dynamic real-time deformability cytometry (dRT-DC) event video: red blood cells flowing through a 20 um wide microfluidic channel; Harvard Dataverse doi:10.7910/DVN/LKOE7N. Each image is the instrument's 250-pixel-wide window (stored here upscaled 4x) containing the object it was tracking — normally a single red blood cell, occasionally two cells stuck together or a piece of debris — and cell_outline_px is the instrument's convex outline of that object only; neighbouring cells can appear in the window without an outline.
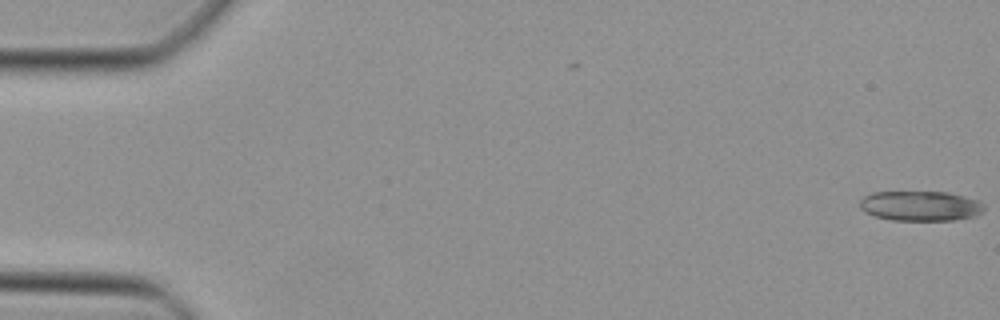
{"species": "Egyptian fruit bat (a non-hibernating species)", "species_latin": "Rousettus aegyptiacus", "temperature_condition": "cold", "stored_images_in_passage": 47, "camera_frame_rate_fps": 3000, "um_per_image_px": 0.085, "animal": {"sex": "female"}, "frame": {"image": 1, "passage_image": 1, "time_ms": 0.0, "image_size_px": [1000, 320], "cell_outline_px": [[984, 208], [976, 216], [952, 220], [892, 220], [876, 216], [864, 212], [860, 208], [860, 200], [864, 196], [872, 192], [948, 192], [964, 196], [976, 200], [984, 204]], "centroid_in_image_um": [78.21, 17.5], "position_along_channel_um": 6.8, "area_um2": 21.62}}
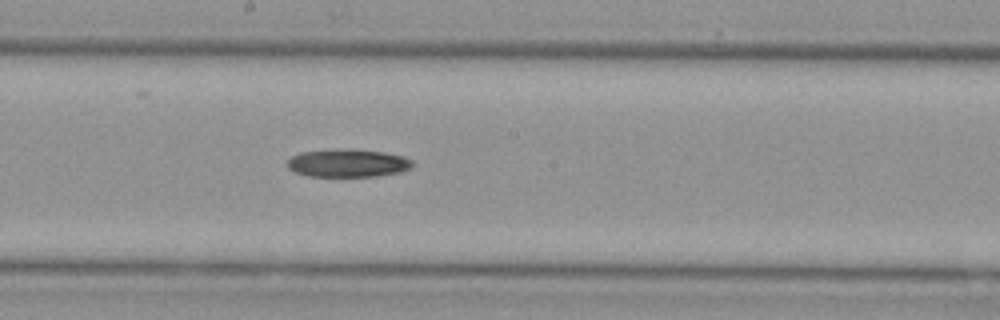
{"frame": {"image": 2, "passage_image": 26, "time_ms": 8.333, "image_size_px": [1000, 320], "cell_outline_px": [[412, 168], [400, 172], [376, 176], [308, 176], [296, 172], [288, 168], [288, 160], [292, 156], [300, 152], [348, 148], [352, 148], [384, 152], [404, 156], [412, 160]], "centroid_in_image_um": [29.59, 13.85], "position_along_channel_um": 218.6, "area_um2": 20.46}}
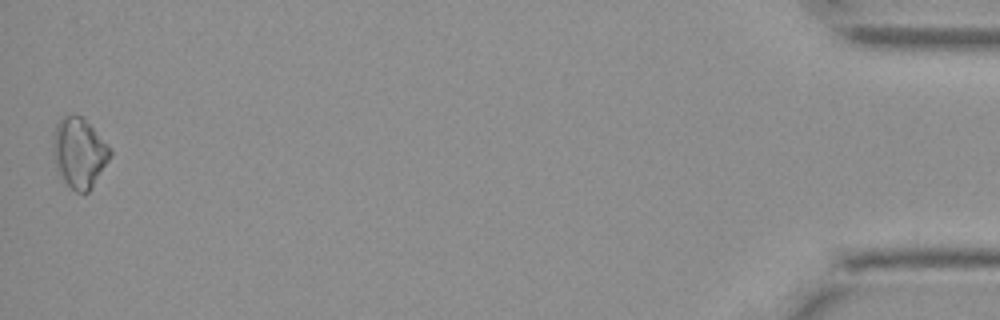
{"frame": {"image": 3, "passage_image": 47, "time_ms": 15.333, "image_size_px": [1000, 320], "cell_outline_px": [[112, 156], [92, 188], [88, 192], [76, 192], [60, 176], [56, 168], [52, 152], [52, 136], [56, 124], [60, 116], [72, 112], [84, 116], [108, 144], [112, 152]], "centroid_in_image_um": [6.72, 12.91], "position_along_channel_um": 428.5, "area_um2": 24.04}}